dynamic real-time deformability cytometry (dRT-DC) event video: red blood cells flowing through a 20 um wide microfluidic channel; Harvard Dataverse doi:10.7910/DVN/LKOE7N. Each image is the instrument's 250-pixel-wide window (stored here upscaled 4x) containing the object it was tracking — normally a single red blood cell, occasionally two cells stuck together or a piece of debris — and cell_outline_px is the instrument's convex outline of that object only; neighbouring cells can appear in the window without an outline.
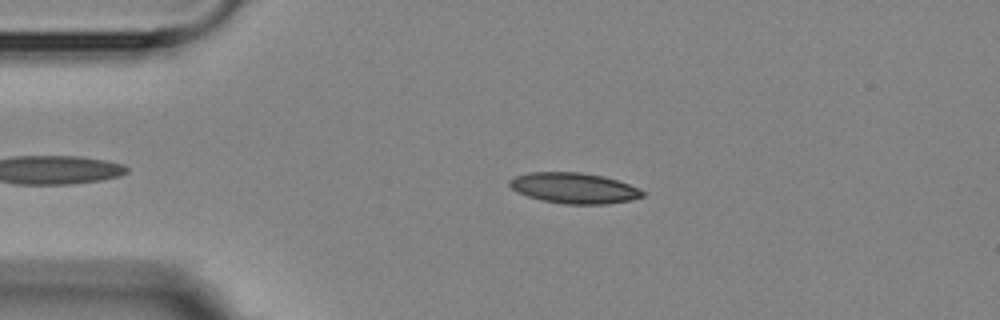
{"species": "Egyptian fruit bat (a non-hibernating species)", "species_latin": "Rousettus aegyptiacus", "temperature_condition": "room temperature", "stored_images_in_passage": 4, "camera_frame_rate_fps": 3000, "um_per_image_px": 0.085, "animal": {"sex": "female"}, "frame": {"image": 1, "passage_image": 2, "time_ms": 1.333, "image_size_px": [1000, 320], "cell_outline_px": [[648, 192], [644, 196], [632, 200], [608, 204], [564, 204], [540, 200], [516, 192], [508, 184], [508, 180], [516, 176], [528, 172], [580, 172], [604, 176], [640, 188]], "centroid_in_image_um": [48.82, 15.99], "position_along_channel_um": 36.2, "area_um2": 24.04}}
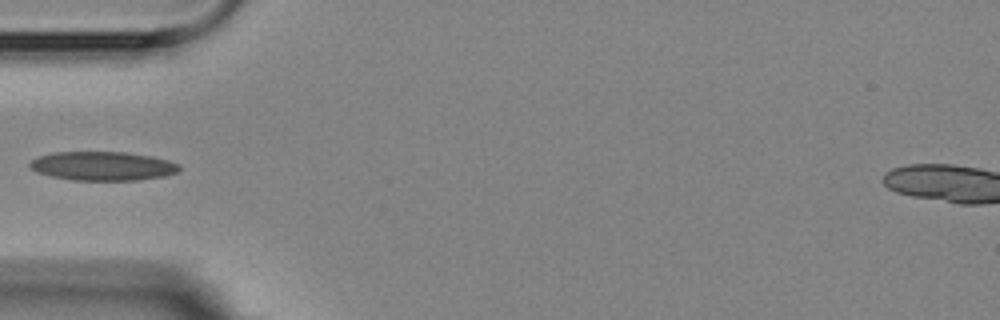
{"frame": {"image": 2, "passage_image": 3, "time_ms": 3.333, "image_size_px": [1000, 320], "cell_outline_px": [[180, 168], [176, 172], [164, 176], [136, 180], [72, 180], [52, 176], [36, 172], [28, 164], [32, 160], [40, 156], [52, 152], [124, 152], [152, 156], [168, 160], [180, 164]], "centroid_in_image_um": [8.73, 14.11], "position_along_channel_um": 76.3, "area_um2": 25.09}}
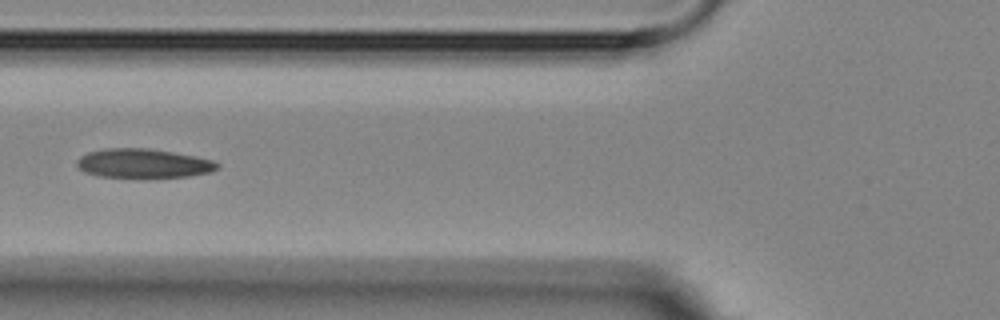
{"frame": {"image": 3, "passage_image": 4, "time_ms": 4.333, "image_size_px": [1000, 320], "cell_outline_px": [[220, 168], [212, 172], [188, 176], [148, 180], [144, 180], [96, 176], [84, 172], [76, 164], [76, 160], [80, 156], [88, 152], [104, 148], [148, 148], [196, 156], [212, 160], [220, 164]], "centroid_in_image_um": [12.18, 13.93], "position_along_channel_um": 113.6, "area_um2": 24.97}}